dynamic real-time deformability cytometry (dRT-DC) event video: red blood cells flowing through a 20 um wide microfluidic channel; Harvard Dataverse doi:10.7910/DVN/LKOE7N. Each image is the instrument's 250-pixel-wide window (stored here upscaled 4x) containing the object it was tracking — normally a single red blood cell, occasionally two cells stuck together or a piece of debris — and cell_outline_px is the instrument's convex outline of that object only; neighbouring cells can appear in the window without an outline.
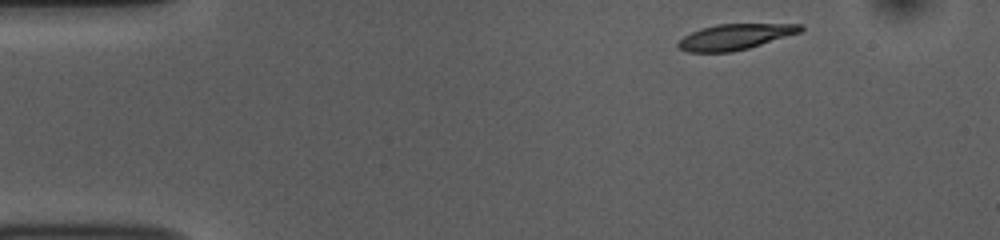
{"species": "common noctule bat (a hibernating species)", "species_latin": "Nyctalus noctula", "temperature_condition": "room temperature", "stored_images_in_passage": 47, "camera_frame_rate_fps": 3000, "um_per_image_px": 0.085, "animal": {"sex": "female", "body_mass_g": 10.0, "forearm_length_mm": 53.1}, "frame": {"image": 1, "passage_image": 1, "time_ms": 0.0, "image_size_px": [1000, 240], "cell_outline_px": [[804, 28], [800, 32], [748, 48], [732, 52], [688, 52], [676, 48], [676, 44], [684, 36], [700, 28], [716, 24], [804, 24]], "centroid_in_image_um": [62.44, 3.13], "position_along_channel_um": 22.6, "area_um2": 18.26}}
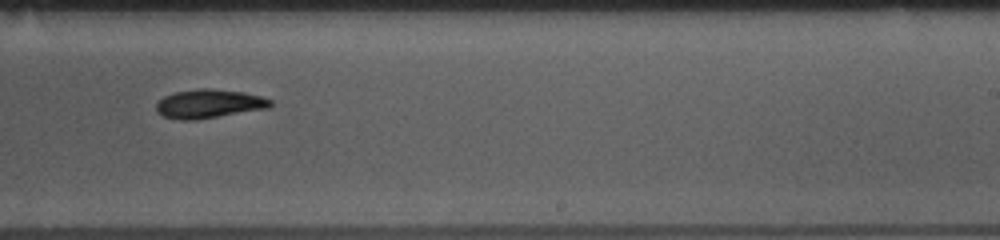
{"frame": {"image": 2, "passage_image": 27, "time_ms": 8.667, "image_size_px": [1000, 240], "cell_outline_px": [[272, 104], [268, 108], [192, 120], [180, 120], [164, 116], [156, 112], [156, 104], [164, 96], [172, 92], [200, 88], [212, 88], [244, 92], [260, 96], [272, 100]], "centroid_in_image_um": [17.73, 8.8], "position_along_channel_um": 271.3, "area_um2": 19.07}}
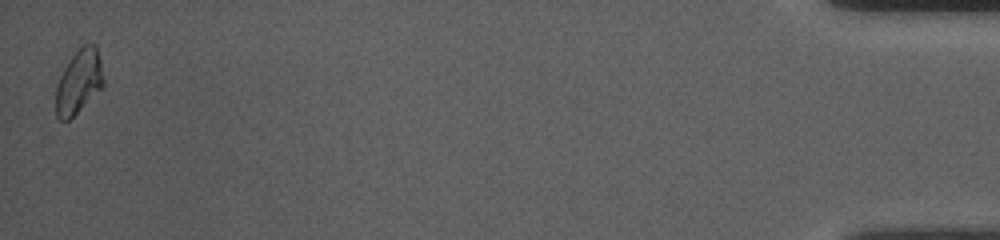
{"frame": {"image": 3, "passage_image": 47, "time_ms": 15.333, "image_size_px": [1000, 240], "cell_outline_px": [[104, 84], [68, 120], [60, 120], [56, 116], [56, 88], [60, 76], [64, 68], [72, 56], [84, 44], [96, 44], [100, 60], [104, 80]], "centroid_in_image_um": [6.69, 6.92], "position_along_channel_um": 428.5, "area_um2": 17.17}, "authors_computed_cell_mechanics": {"area_um2": 18.9584, "velocity_mm_per_s": 3.7249, "shape_relaxation_time_tau1_ms": 3.5197, "shape_relaxation_time_tau2_ms": 6.4024, "deformation_change_tau1": 0.1184, "deformation_change_tau2": 0.1171}}